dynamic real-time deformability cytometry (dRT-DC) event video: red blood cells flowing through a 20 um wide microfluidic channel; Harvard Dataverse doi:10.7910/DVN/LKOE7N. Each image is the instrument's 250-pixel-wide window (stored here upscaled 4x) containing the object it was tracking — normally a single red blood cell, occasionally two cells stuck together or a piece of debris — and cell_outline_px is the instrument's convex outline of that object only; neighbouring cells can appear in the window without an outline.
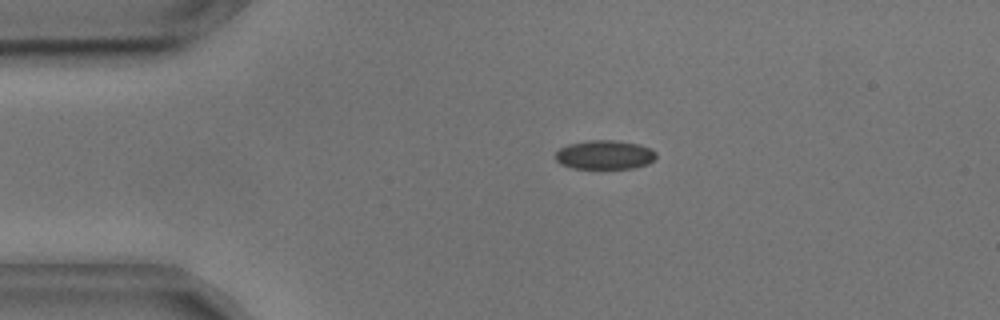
{"species": "common noctule bat (a hibernating species)", "species_latin": "Nyctalus noctula", "temperature_condition": "cold", "stored_images_in_passage": 40, "camera_frame_rate_fps": 3000, "um_per_image_px": 0.085, "animal": {"sex": "male", "body_mass_g": 17.9, "forearm_length_mm": 54.2}, "frame": {"image": 1, "passage_image": 6, "time_ms": 1.667, "image_size_px": [1000, 320], "cell_outline_px": [[656, 156], [648, 164], [632, 168], [572, 168], [560, 164], [556, 160], [556, 152], [560, 148], [568, 144], [588, 140], [616, 140], [640, 144], [656, 152]], "centroid_in_image_um": [51.38, 13.15], "position_along_channel_um": 33.6, "area_um2": 16.99}}
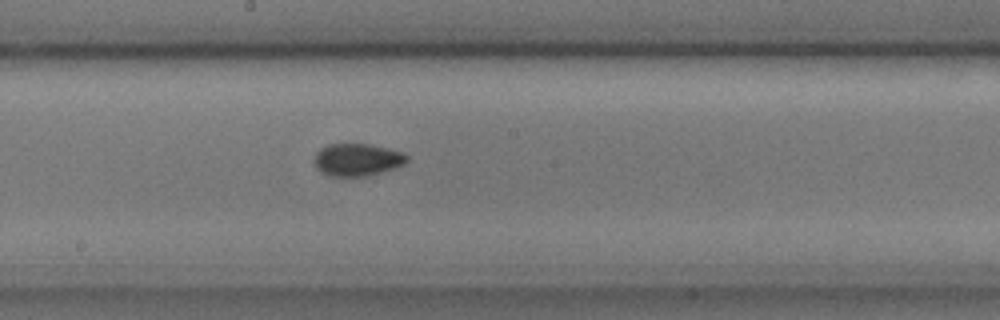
{"frame": {"image": 2, "passage_image": 24, "time_ms": 7.667, "image_size_px": [1000, 320], "cell_outline_px": [[408, 160], [404, 164], [396, 168], [364, 176], [328, 176], [320, 172], [316, 168], [312, 160], [316, 152], [320, 148], [328, 144], [368, 144], [400, 152], [408, 156]], "centroid_in_image_um": [30.3, 13.58], "position_along_channel_um": 217.9, "area_um2": 17.51}}
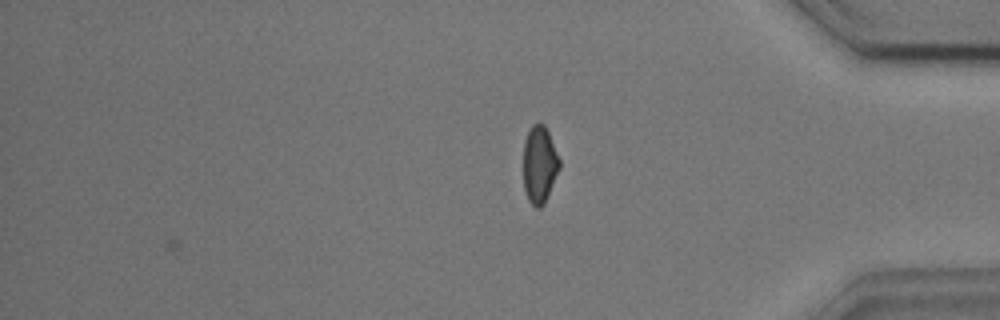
{"frame": {"image": 3, "passage_image": 40, "time_ms": 13.0, "image_size_px": [1000, 320], "cell_outline_px": [[560, 168], [544, 204], [540, 208], [536, 208], [528, 200], [524, 188], [524, 140], [532, 124], [544, 124], [548, 132], [560, 160]], "centroid_in_image_um": [45.86, 14.0], "position_along_channel_um": 389.3, "area_um2": 16.13}, "authors_computed_cell_mechanics": {"area_um2": 17.0799, "velocity_mm_per_s": 3.6408, "shape_relaxation_time_tau1_ms": 8.5816, "shape_relaxation_time_tau2_ms": 2.2599, "deformation_change_tau1": 0.142, "deformation_change_tau2": 0.0582}}